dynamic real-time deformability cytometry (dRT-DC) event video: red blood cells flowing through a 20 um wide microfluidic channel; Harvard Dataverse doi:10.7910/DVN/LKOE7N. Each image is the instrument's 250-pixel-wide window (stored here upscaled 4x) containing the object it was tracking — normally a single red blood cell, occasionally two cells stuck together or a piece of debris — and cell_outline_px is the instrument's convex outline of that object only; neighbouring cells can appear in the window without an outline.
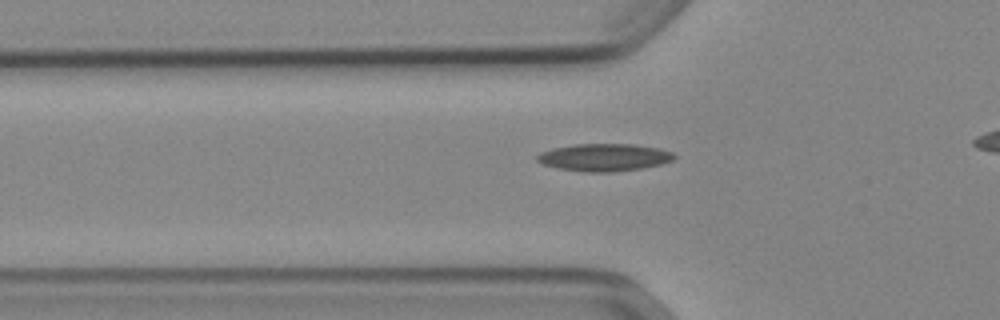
{"species": "Egyptian fruit bat (a non-hibernating species)", "species_latin": "Rousettus aegyptiacus", "temperature_condition": "cold", "stored_images_in_passage": 34, "camera_frame_rate_fps": 3000, "um_per_image_px": 0.085, "animal": {"sex": "female"}, "frame": {"image": 1, "passage_image": 6, "time_ms": 1.667, "image_size_px": [1000, 320], "cell_outline_px": [[676, 156], [672, 160], [660, 164], [644, 168], [612, 172], [584, 172], [556, 168], [544, 164], [536, 160], [536, 156], [540, 152], [552, 148], [572, 144], [636, 144], [660, 148], [672, 152]], "centroid_in_image_um": [51.34, 13.37], "position_along_channel_um": 74.5, "area_um2": 22.14}}
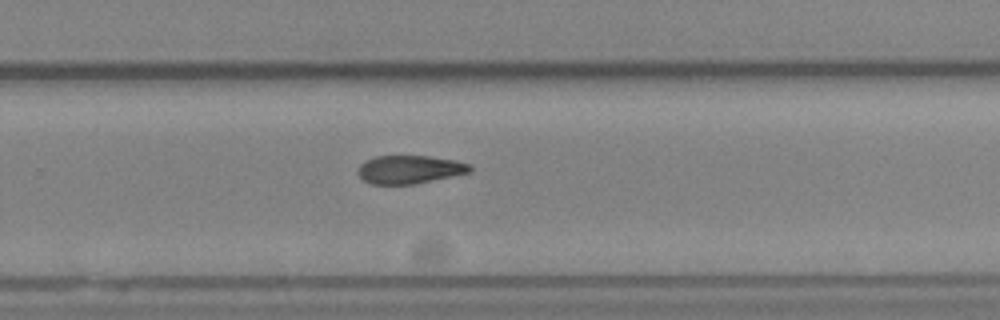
{"frame": {"image": 2, "passage_image": 23, "time_ms": 7.333, "image_size_px": [1000, 320], "cell_outline_px": [[472, 172], [416, 184], [372, 184], [364, 180], [360, 176], [360, 164], [364, 160], [376, 156], [428, 156], [456, 160], [468, 164], [472, 168]], "centroid_in_image_um": [34.85, 14.4], "position_along_channel_um": 294.9, "area_um2": 18.38}}
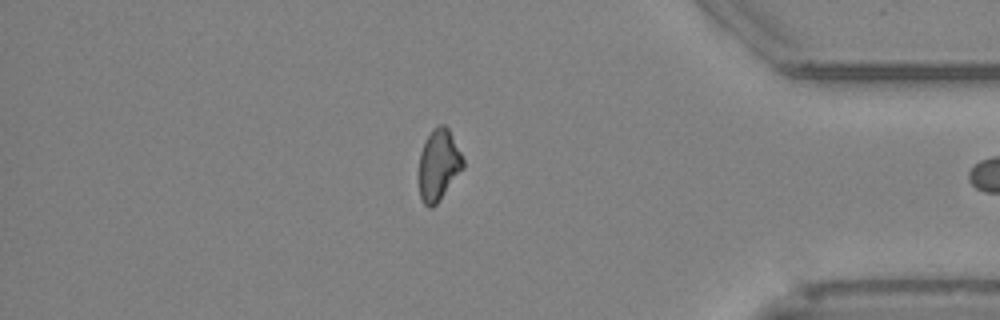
{"frame": {"image": 3, "passage_image": 33, "time_ms": 10.667, "image_size_px": [1000, 320], "cell_outline_px": [[464, 168], [436, 204], [432, 208], [428, 208], [424, 204], [420, 196], [420, 152], [432, 128], [436, 124], [444, 124], [448, 128], [464, 160]], "centroid_in_image_um": [37.29, 14.01], "position_along_channel_um": 397.9, "area_um2": 18.09}}